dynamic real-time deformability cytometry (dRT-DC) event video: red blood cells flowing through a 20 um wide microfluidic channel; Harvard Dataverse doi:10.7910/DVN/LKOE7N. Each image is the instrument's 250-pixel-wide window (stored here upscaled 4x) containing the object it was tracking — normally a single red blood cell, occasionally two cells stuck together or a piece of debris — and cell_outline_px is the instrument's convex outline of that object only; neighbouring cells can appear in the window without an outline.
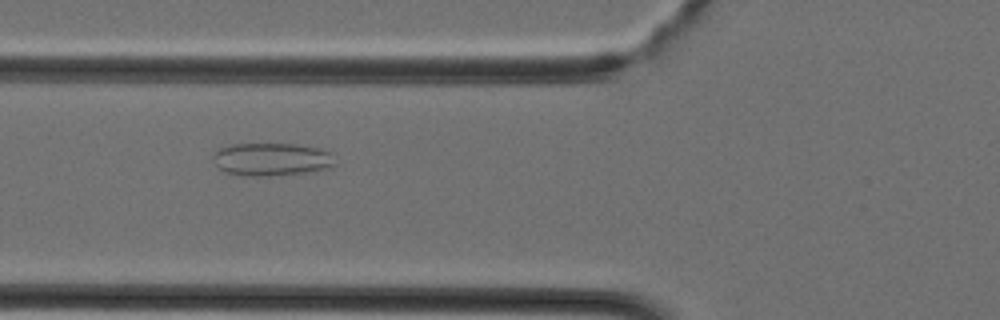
{"species": "Egyptian fruit bat (a non-hibernating species)", "species_latin": "Rousettus aegyptiacus", "temperature_condition": "cold", "stored_images_in_passage": 38, "camera_frame_rate_fps": 3000, "um_per_image_px": 0.085, "animal": {"sex": "female"}, "frame": {"image": 1, "passage_image": 13, "time_ms": 4.0, "image_size_px": [1000, 320], "cell_outline_px": [[336, 164], [328, 168], [304, 172], [268, 176], [248, 176], [224, 172], [212, 160], [212, 156], [220, 148], [228, 144], [296, 144], [320, 148], [328, 152]], "centroid_in_image_um": [23.04, 13.53], "position_along_channel_um": 102.8, "area_um2": 23.24}}
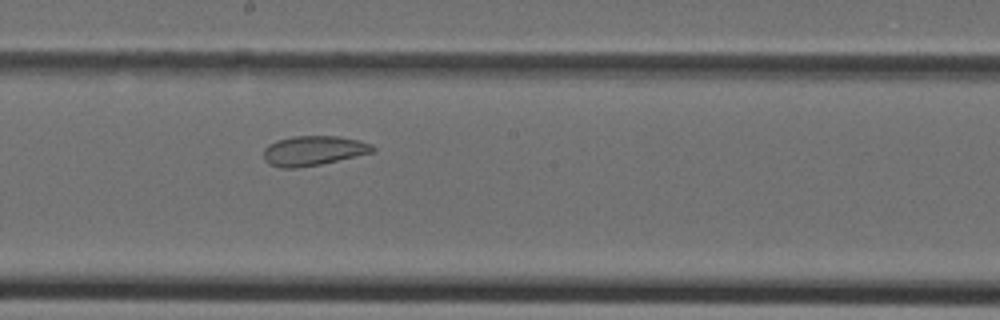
{"frame": {"image": 2, "passage_image": 20, "time_ms": 6.333, "image_size_px": [1000, 320], "cell_outline_px": [[376, 152], [320, 164], [296, 168], [280, 168], [268, 164], [264, 160], [264, 148], [268, 144], [276, 140], [292, 136], [336, 136], [360, 140], [372, 144], [376, 148]], "centroid_in_image_um": [26.64, 12.8], "position_along_channel_um": 221.6, "area_um2": 19.13}}
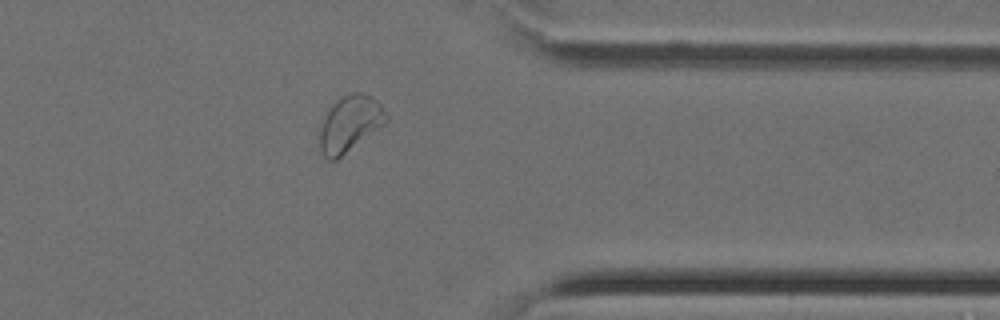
{"frame": {"image": 3, "passage_image": 30, "time_ms": 9.667, "image_size_px": [1000, 320], "cell_outline_px": [[388, 120], [384, 124], [336, 160], [328, 160], [320, 152], [320, 132], [324, 120], [332, 104], [336, 100], [352, 92], [364, 92], [372, 96], [380, 104], [388, 116]], "centroid_in_image_um": [29.75, 10.51], "position_along_channel_um": 381.7, "area_um2": 21.33}}